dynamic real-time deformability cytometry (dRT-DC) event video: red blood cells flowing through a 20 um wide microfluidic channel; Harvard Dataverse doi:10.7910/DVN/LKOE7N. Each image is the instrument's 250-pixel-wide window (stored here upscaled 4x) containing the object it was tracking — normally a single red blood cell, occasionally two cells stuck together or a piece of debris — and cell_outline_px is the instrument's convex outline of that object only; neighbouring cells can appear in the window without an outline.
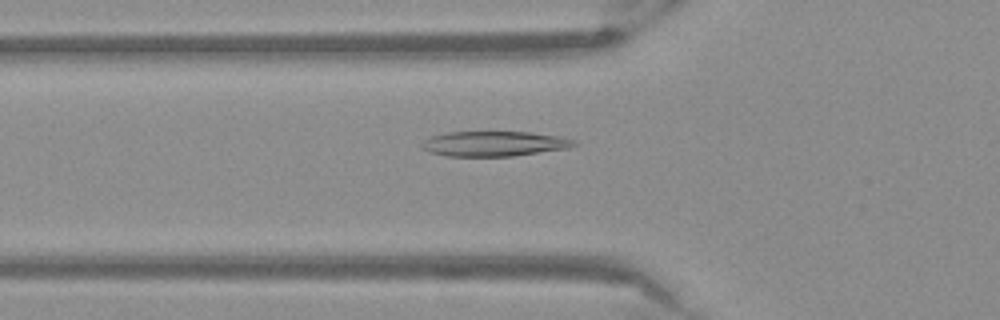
{"species": "Egyptian fruit bat (a non-hibernating species)", "species_latin": "Rousettus aegyptiacus", "temperature_condition": "warm", "stored_images_in_passage": 53, "camera_frame_rate_fps": 3000, "um_per_image_px": 0.085, "frame": {"image": 1, "passage_image": 19, "time_ms": 6.0, "image_size_px": [1000, 320], "cell_outline_px": [[580, 144], [568, 148], [512, 156], [444, 156], [428, 152], [420, 148], [420, 144], [424, 140], [432, 136], [448, 132], [528, 132], [560, 136], [576, 140]], "centroid_in_image_um": [41.99, 12.22], "position_along_channel_um": 83.8, "area_um2": 22.37}}
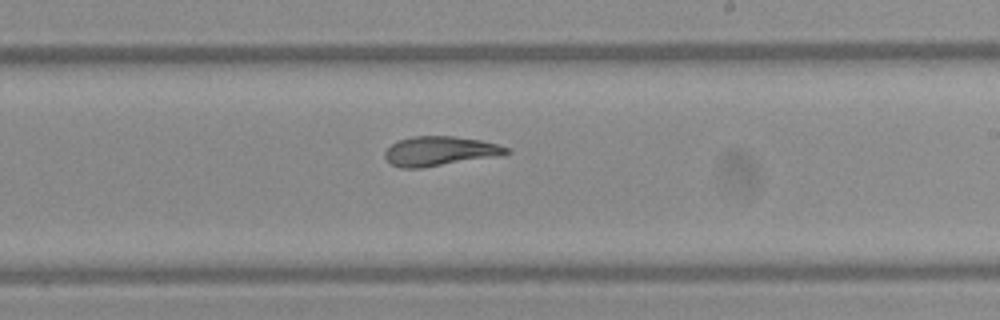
{"frame": {"image": 2, "passage_image": 32, "time_ms": 10.333, "image_size_px": [1000, 320], "cell_outline_px": [[512, 152], [504, 156], [420, 168], [400, 168], [392, 164], [384, 156], [384, 152], [392, 144], [400, 140], [412, 136], [452, 136], [480, 140], [512, 148]], "centroid_in_image_um": [37.47, 12.85], "position_along_channel_um": 251.5, "area_um2": 21.1}}
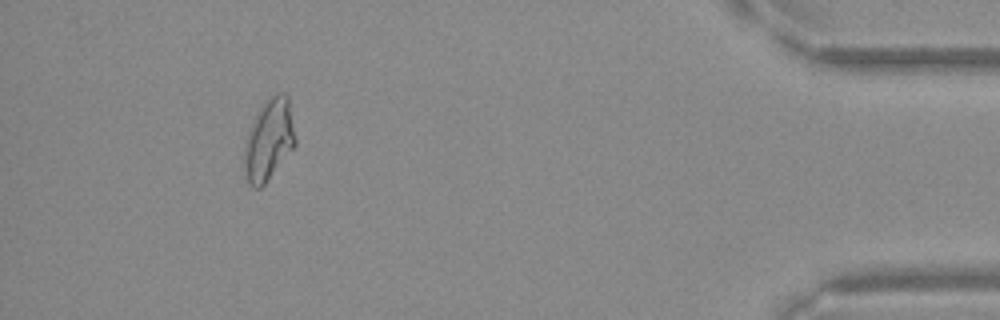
{"frame": {"image": 3, "passage_image": 49, "time_ms": 16.0, "image_size_px": [1000, 320], "cell_outline_px": [[296, 144], [264, 184], [260, 188], [252, 188], [248, 184], [244, 176], [244, 144], [252, 120], [256, 112], [276, 92], [284, 92], [288, 96], [296, 140]], "centroid_in_image_um": [22.83, 11.9], "position_along_channel_um": 412.4, "area_um2": 24.16}}